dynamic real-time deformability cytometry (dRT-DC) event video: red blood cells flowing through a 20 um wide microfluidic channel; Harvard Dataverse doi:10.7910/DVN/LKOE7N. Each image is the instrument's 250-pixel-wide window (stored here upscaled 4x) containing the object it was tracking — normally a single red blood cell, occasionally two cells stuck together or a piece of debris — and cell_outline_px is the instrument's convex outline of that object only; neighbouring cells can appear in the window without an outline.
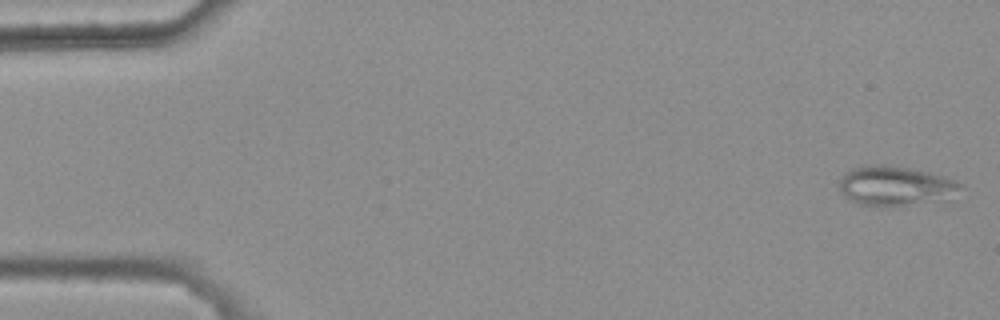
{"species": "common noctule bat (a hibernating species)", "species_latin": "Nyctalus noctula", "temperature_condition": "warm", "stored_images_in_passage": 4, "camera_frame_rate_fps": 3000, "um_per_image_px": 0.085, "animal": {"sex": "female", "body_mass_g": 25.1}, "frame": {"image": 1, "passage_image": 1, "time_ms": 0.0, "image_size_px": [1000, 320], "cell_outline_px": [[964, 184], [948, 200], [904, 204], [860, 204], [844, 196], [840, 192], [840, 180], [852, 168], [864, 164], [888, 164], [912, 168], [932, 172]], "centroid_in_image_um": [76.14, 15.75], "position_along_channel_um": 8.9, "area_um2": 27.57}}